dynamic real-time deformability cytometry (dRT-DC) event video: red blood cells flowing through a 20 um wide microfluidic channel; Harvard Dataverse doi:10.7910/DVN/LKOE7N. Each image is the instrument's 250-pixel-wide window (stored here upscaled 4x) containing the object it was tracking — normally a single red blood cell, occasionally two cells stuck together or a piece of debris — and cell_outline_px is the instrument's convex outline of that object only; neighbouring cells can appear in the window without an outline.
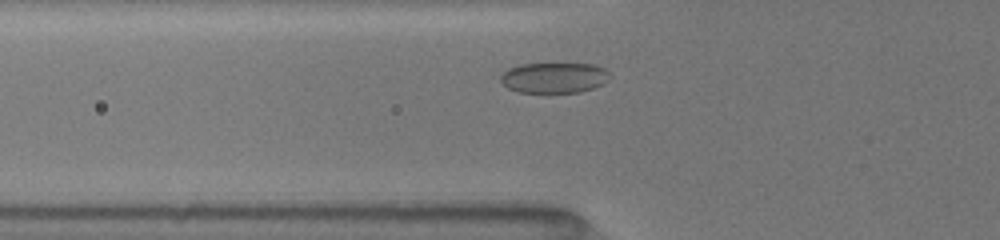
{"species": "common noctule bat (a hibernating species)", "species_latin": "Nyctalus noctula", "temperature_condition": "room temperature", "stored_images_in_passage": 12, "camera_frame_rate_fps": 3000, "um_per_image_px": 0.085, "animal": {"sex": "female", "body_mass_g": 19.5, "forearm_length_mm": 54.1}, "frame": {"image": 1, "passage_image": 3, "time_ms": 1.333, "image_size_px": [1000, 240], "cell_outline_px": [[612, 76], [604, 84], [580, 92], [516, 92], [508, 88], [500, 80], [500, 76], [508, 68], [520, 64], [592, 64], [604, 68]], "centroid_in_image_um": [47.11, 6.6], "position_along_channel_um": 78.7, "area_um2": 19.42}}
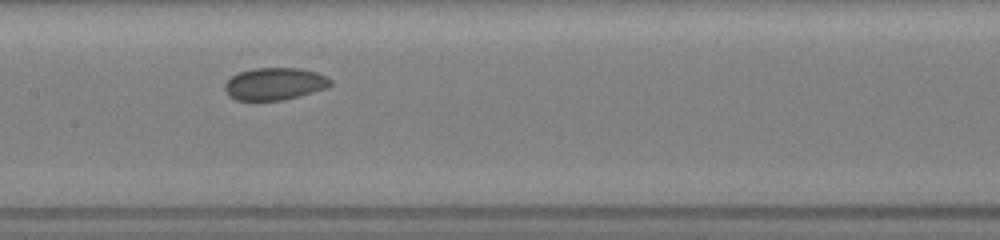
{"frame": {"image": 2, "passage_image": 7, "time_ms": 4.0, "image_size_px": [1000, 240], "cell_outline_px": [[332, 84], [328, 88], [300, 96], [284, 100], [236, 100], [228, 96], [224, 88], [224, 84], [232, 76], [240, 72], [252, 68], [300, 68], [316, 72], [332, 80]], "centroid_in_image_um": [23.35, 7.13], "position_along_channel_um": 184.0, "area_um2": 20.0}}
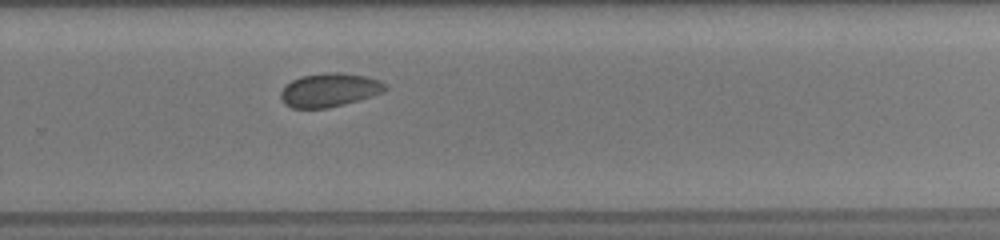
{"frame": {"image": 3, "passage_image": 12, "time_ms": 7.0, "image_size_px": [1000, 240], "cell_outline_px": [[388, 88], [384, 92], [360, 100], [328, 108], [292, 108], [284, 104], [280, 96], [280, 92], [292, 80], [300, 76], [324, 72], [336, 72], [368, 76], [380, 80]], "centroid_in_image_um": [28.02, 7.65], "position_along_channel_um": 301.8, "area_um2": 20.63}}